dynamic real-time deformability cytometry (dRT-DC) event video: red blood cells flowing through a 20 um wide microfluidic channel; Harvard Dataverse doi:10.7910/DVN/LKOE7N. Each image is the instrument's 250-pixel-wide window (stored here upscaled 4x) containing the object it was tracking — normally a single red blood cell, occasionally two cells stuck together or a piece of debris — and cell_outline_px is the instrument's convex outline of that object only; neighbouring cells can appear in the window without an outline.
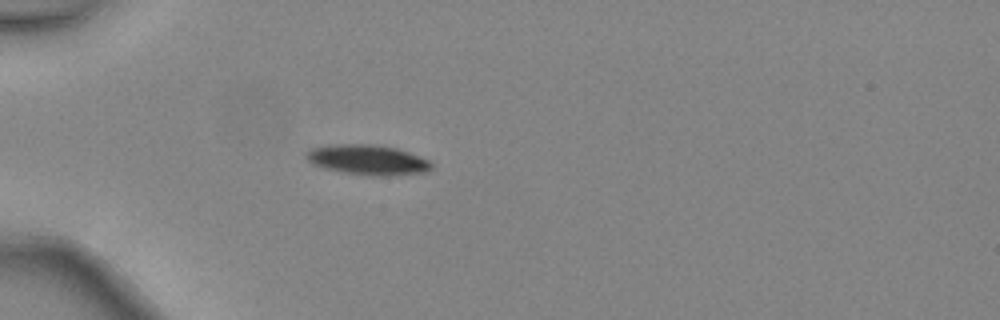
{"species": "common noctule bat (a hibernating species)", "species_latin": "Nyctalus noctula", "temperature_condition": "warm", "stored_images_in_passage": 1, "camera_frame_rate_fps": 3000, "um_per_image_px": 0.085, "animal": {"sex": "female", "body_mass_g": 24.6, "forearm_length_mm": 56.2}, "frame": {"image": 1, "passage_image": 1, "time_ms": 0.0, "image_size_px": [1000, 320], "cell_outline_px": [[432, 168], [428, 172], [388, 176], [372, 176], [344, 172], [324, 168], [312, 164], [304, 156], [304, 152], [312, 148], [332, 144], [368, 144], [396, 148], [408, 152], [428, 160], [432, 164]], "centroid_in_image_um": [31.23, 13.59], "position_along_channel_um": 53.8, "area_um2": 21.96}}